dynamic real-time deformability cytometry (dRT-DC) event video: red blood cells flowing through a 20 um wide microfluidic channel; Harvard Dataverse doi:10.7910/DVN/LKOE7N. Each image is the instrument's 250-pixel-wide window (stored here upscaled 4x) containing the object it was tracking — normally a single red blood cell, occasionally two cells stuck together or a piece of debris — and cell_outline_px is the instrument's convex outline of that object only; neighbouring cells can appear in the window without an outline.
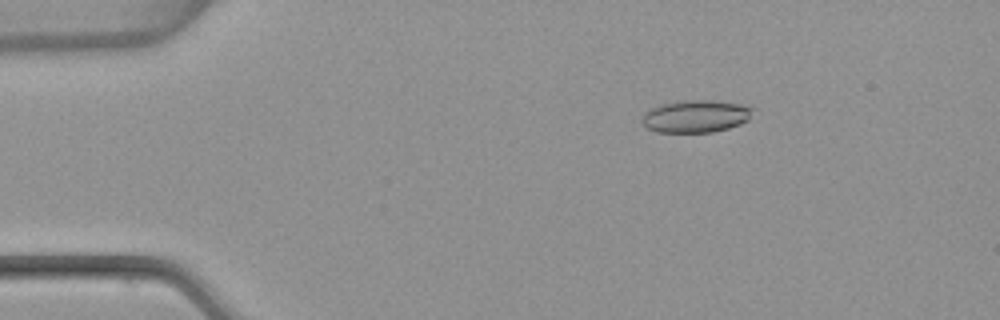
{"species": "common noctule bat (a hibernating species)", "species_latin": "Nyctalus noctula", "temperature_condition": "warm", "stored_images_in_passage": 53, "camera_frame_rate_fps": 3000, "um_per_image_px": 0.085, "animal": {"sex": "female", "body_mass_g": 22.7, "forearm_length_mm": 54.2}, "frame": {"image": 1, "passage_image": 9, "time_ms": 2.667, "image_size_px": [1000, 320], "cell_outline_px": [[756, 108], [748, 120], [740, 124], [728, 128], [712, 132], [656, 132], [648, 128], [644, 124], [644, 112], [660, 104], [688, 100], [716, 100], [740, 104]], "centroid_in_image_um": [59.19, 9.87], "position_along_channel_um": 25.8, "area_um2": 20.87}}
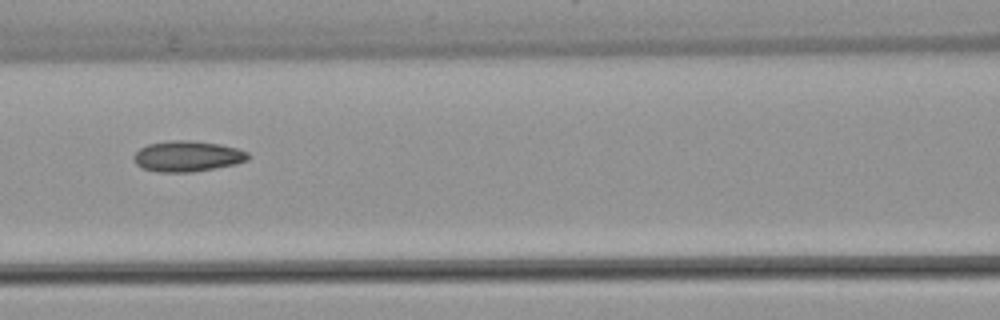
{"frame": {"image": 2, "passage_image": 24, "time_ms": 7.667, "image_size_px": [1000, 320], "cell_outline_px": [[248, 160], [236, 164], [192, 172], [156, 172], [140, 168], [132, 160], [132, 156], [140, 148], [148, 144], [172, 140], [188, 140], [220, 144], [236, 148], [248, 152]], "centroid_in_image_um": [15.88, 13.29], "position_along_channel_um": 150.7, "area_um2": 20.58}}
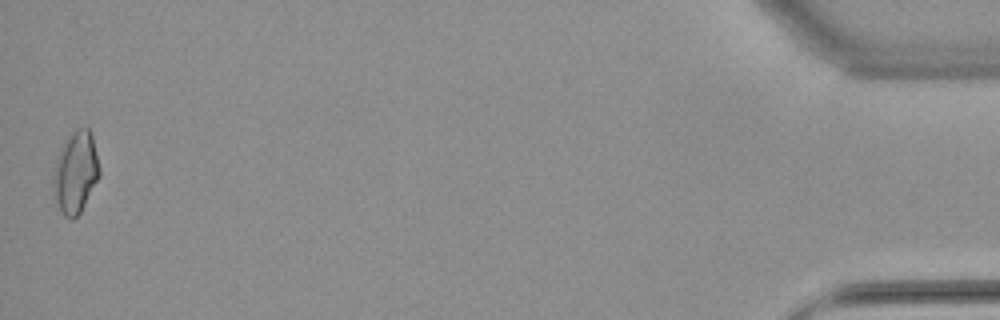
{"frame": {"image": 3, "passage_image": 53, "time_ms": 17.333, "image_size_px": [1000, 320], "cell_outline_px": [[100, 176], [80, 212], [72, 220], [64, 216], [56, 200], [52, 188], [52, 180], [56, 156], [60, 148], [68, 136], [76, 128], [88, 128], [92, 136], [100, 168]], "centroid_in_image_um": [6.41, 14.64], "position_along_channel_um": 428.8, "area_um2": 21.96}, "authors_computed_cell_mechanics": {"area_um2": 19.8832, "velocity_mm_per_s": 3.8633, "shape_relaxation_time_tau1_ms": null, "shape_relaxation_time_tau2_ms": 2.2749, "deformation_change_tau1": null, "deformation_change_tau2": 0.0914}}